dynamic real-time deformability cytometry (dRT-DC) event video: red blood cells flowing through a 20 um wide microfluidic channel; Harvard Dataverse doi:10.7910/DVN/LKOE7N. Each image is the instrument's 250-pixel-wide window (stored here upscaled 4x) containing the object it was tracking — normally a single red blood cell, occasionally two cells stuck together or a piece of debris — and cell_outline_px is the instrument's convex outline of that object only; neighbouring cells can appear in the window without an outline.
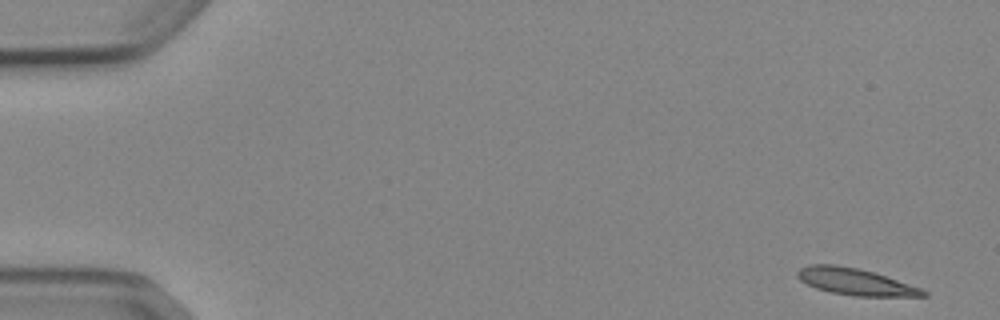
{"species": "Egyptian fruit bat (a non-hibernating species)", "species_latin": "Rousettus aegyptiacus", "temperature_condition": "cold", "stored_images_in_passage": 51, "camera_frame_rate_fps": 3000, "um_per_image_px": 0.085, "animal": {"sex": "female"}, "frame": {"image": 1, "passage_image": 1, "time_ms": 0.0, "image_size_px": [1000, 320], "cell_outline_px": [[928, 296], [856, 296], [832, 292], [816, 288], [800, 280], [796, 276], [796, 272], [800, 268], [808, 264], [836, 264], [856, 268], [872, 272], [920, 288], [928, 292]], "centroid_in_image_um": [72.65, 23.94], "position_along_channel_um": 12.4, "area_um2": 19.25}}
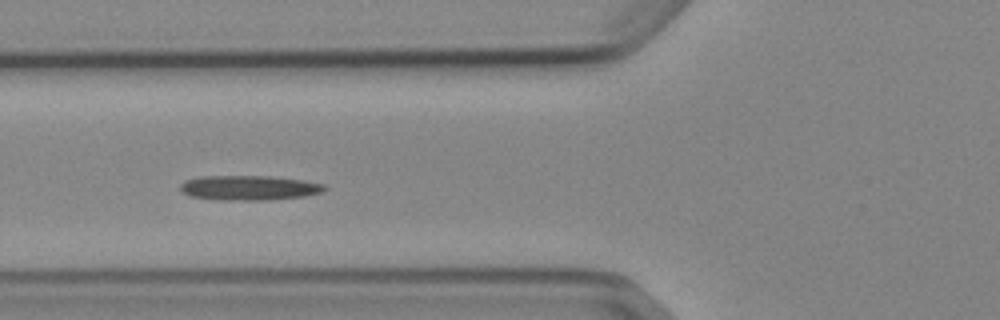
{"frame": {"image": 2, "passage_image": 19, "time_ms": 6.0, "image_size_px": [1000, 320], "cell_outline_px": [[328, 188], [324, 192], [304, 196], [268, 200], [220, 200], [188, 196], [180, 192], [180, 184], [184, 180], [200, 176], [272, 176], [304, 180], [324, 184]], "centroid_in_image_um": [21.16, 15.96], "position_along_channel_um": 104.6, "area_um2": 21.15}}
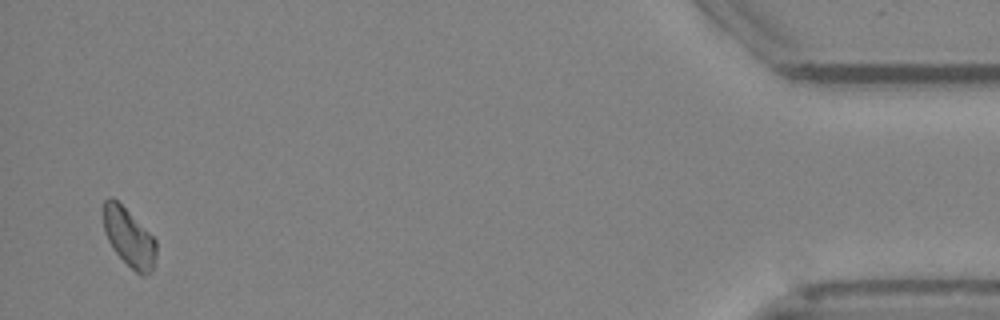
{"frame": {"image": 3, "passage_image": 50, "time_ms": 16.333, "image_size_px": [1000, 320], "cell_outline_px": [[156, 256], [152, 272], [144, 276], [140, 276], [112, 248], [108, 240], [104, 228], [104, 200], [108, 196], [112, 196], [156, 240]], "centroid_in_image_um": [10.97, 20.21], "position_along_channel_um": 424.2, "area_um2": 17.57}}